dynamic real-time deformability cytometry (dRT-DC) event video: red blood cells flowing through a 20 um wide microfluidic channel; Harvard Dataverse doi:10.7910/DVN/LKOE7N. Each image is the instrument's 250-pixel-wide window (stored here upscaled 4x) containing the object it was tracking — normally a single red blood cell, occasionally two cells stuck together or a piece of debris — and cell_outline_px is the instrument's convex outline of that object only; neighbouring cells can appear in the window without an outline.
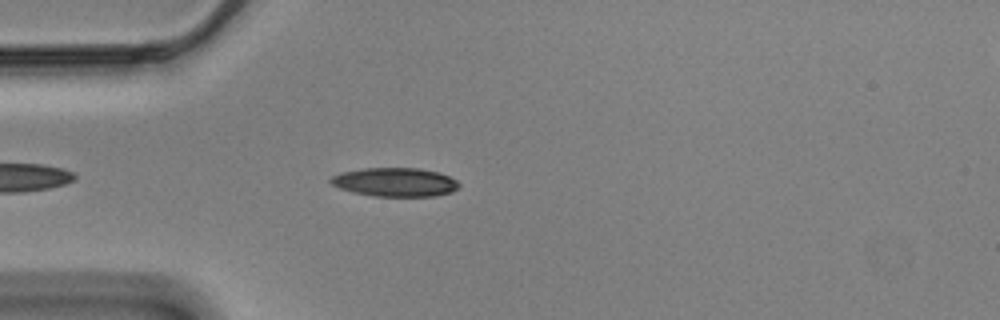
{"species": "Egyptian fruit bat (a non-hibernating species)", "species_latin": "Rousettus aegyptiacus", "temperature_condition": "cold", "stored_images_in_passage": 21, "camera_frame_rate_fps": 3000, "um_per_image_px": 0.085, "animal": {"sex": "male"}, "frame": {"image": 1, "passage_image": 6, "time_ms": 1.667, "image_size_px": [1000, 320], "cell_outline_px": [[460, 188], [452, 192], [436, 196], [376, 196], [352, 192], [340, 188], [332, 184], [328, 180], [332, 176], [340, 172], [364, 168], [420, 168], [436, 172], [448, 176], [456, 180], [460, 184]], "centroid_in_image_um": [33.59, 15.48], "position_along_channel_um": 51.4, "area_um2": 21.56}}
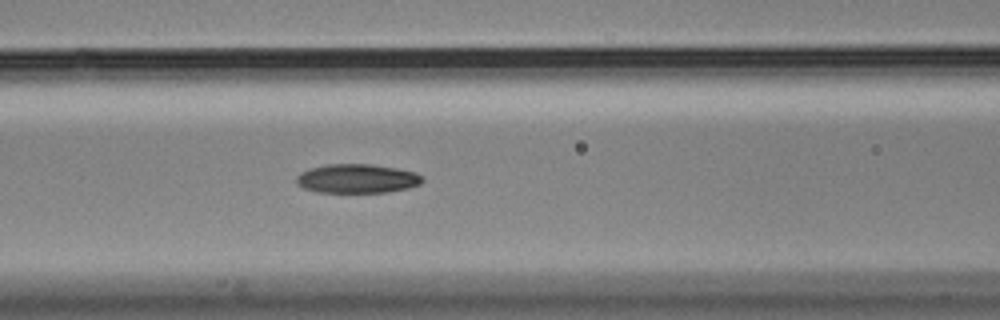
{"frame": {"image": 2, "passage_image": 14, "time_ms": 4.333, "image_size_px": [1000, 320], "cell_outline_px": [[424, 180], [420, 184], [408, 188], [388, 192], [316, 192], [304, 188], [296, 184], [296, 176], [300, 172], [312, 168], [328, 164], [372, 164], [396, 168], [416, 172], [424, 176]], "centroid_in_image_um": [30.37, 15.18], "position_along_channel_um": 136.2, "area_um2": 21.44}}
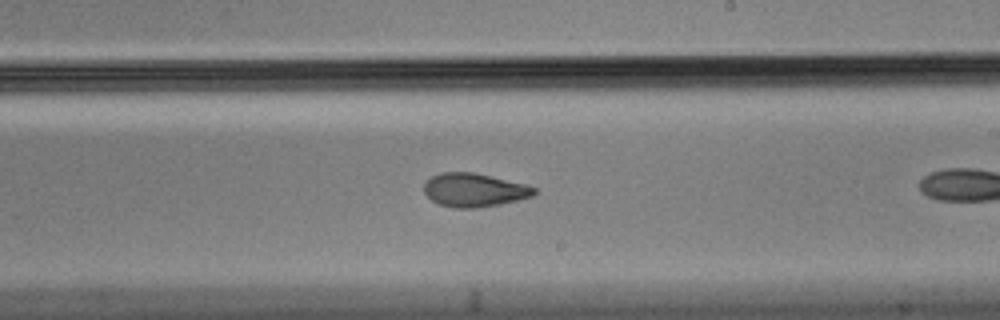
{"frame": {"image": 3, "passage_image": 20, "time_ms": 6.333, "image_size_px": [1000, 320], "cell_outline_px": [[536, 192], [532, 196], [500, 204], [476, 208], [456, 208], [440, 204], [432, 200], [424, 192], [424, 184], [432, 176], [440, 172], [476, 172], [528, 184], [536, 188]], "centroid_in_image_um": [40.33, 16.13], "position_along_channel_um": 248.7, "area_um2": 21.62}}